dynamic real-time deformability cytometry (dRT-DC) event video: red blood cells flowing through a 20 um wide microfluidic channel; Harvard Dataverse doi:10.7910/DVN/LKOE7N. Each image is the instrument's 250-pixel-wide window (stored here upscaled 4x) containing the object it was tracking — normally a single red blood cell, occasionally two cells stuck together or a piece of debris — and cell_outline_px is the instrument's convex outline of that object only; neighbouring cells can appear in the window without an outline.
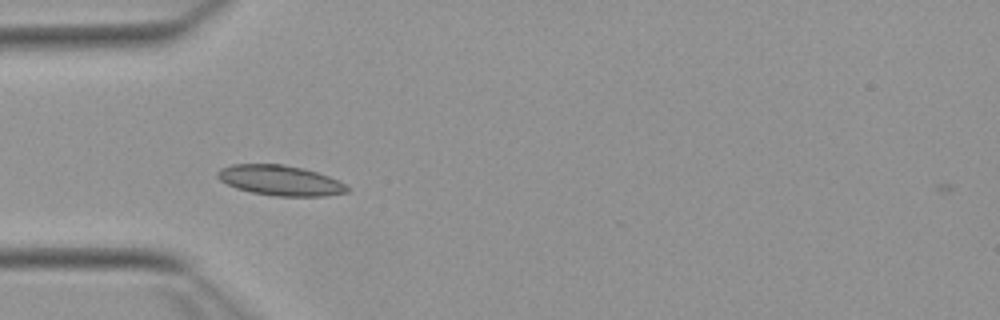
{"species": "Egyptian fruit bat (a non-hibernating species)", "species_latin": "Rousettus aegyptiacus", "temperature_condition": "warm", "stored_images_in_passage": 27, "camera_frame_rate_fps": 3000, "um_per_image_px": 0.085, "animal": {"sex": "female"}, "frame": {"image": 1, "passage_image": 2, "time_ms": 0.333, "image_size_px": [1000, 320], "cell_outline_px": [[352, 188], [348, 192], [324, 196], [276, 196], [252, 192], [236, 188], [220, 180], [216, 176], [216, 172], [220, 168], [232, 164], [280, 164], [304, 168], [328, 176]], "centroid_in_image_um": [23.81, 15.33], "position_along_channel_um": 61.2, "area_um2": 22.77}}
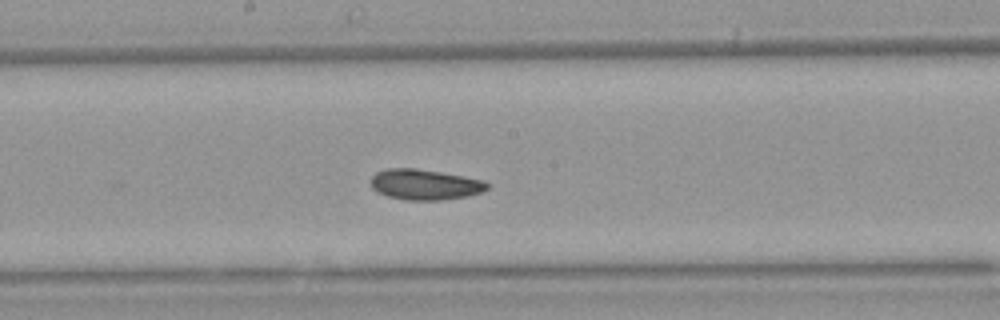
{"frame": {"image": 2, "passage_image": 14, "time_ms": 4.333, "image_size_px": [1000, 320], "cell_outline_px": [[488, 188], [484, 192], [468, 196], [444, 200], [404, 200], [388, 196], [376, 192], [372, 188], [368, 180], [376, 172], [388, 168], [416, 168], [464, 176], [484, 180], [488, 184]], "centroid_in_image_um": [36.09, 15.69], "position_along_channel_um": 212.1, "area_um2": 21.04}}
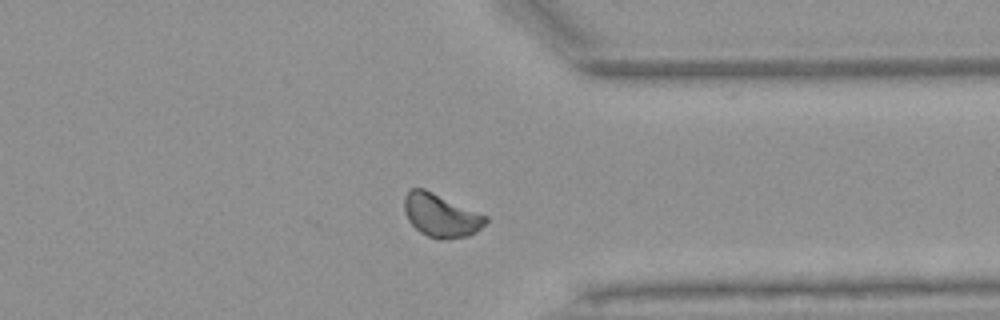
{"frame": {"image": 3, "passage_image": 27, "time_ms": 8.667, "image_size_px": [1000, 320], "cell_outline_px": [[488, 220], [476, 232], [468, 236], [448, 240], [436, 240], [420, 232], [408, 220], [404, 208], [404, 196], [412, 188], [424, 188], [488, 216]], "centroid_in_image_um": [37.48, 18.33], "position_along_channel_um": 373.9, "area_um2": 20.58}, "authors_computed_cell_mechanics": {"area_um2": 20.3456, "velocity_mm_per_s": 3.8268, "shape_relaxation_time_tau1_ms": 8.7776, "shape_relaxation_time_tau2_ms": null, "deformation_change_tau1": 0.104, "deformation_change_tau2": null}}